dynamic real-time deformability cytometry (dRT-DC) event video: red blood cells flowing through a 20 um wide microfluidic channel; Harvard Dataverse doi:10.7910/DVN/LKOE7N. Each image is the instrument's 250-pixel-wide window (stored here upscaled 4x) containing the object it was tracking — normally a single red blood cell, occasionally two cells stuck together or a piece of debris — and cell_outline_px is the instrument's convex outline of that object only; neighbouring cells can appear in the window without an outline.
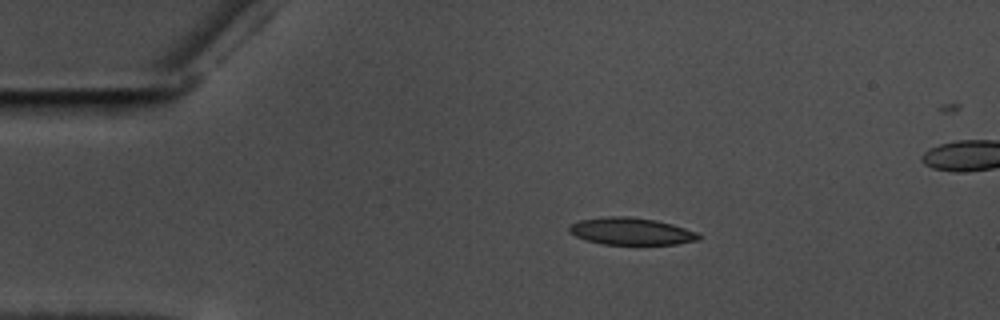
{"species": "common noctule bat (a hibernating species)", "species_latin": "Nyctalus noctula", "temperature_condition": "warm", "stored_images_in_passage": 46, "camera_frame_rate_fps": 3000, "um_per_image_px": 0.085, "animal": {"sex": "male", "body_mass_g": 17.5, "forearm_length_mm": 52.3}, "frame": {"image": 1, "passage_image": 1, "time_ms": 0.0, "image_size_px": [1000, 320], "cell_outline_px": [[704, 236], [700, 240], [676, 244], [604, 244], [584, 240], [568, 232], [568, 228], [572, 224], [580, 220], [608, 216], [628, 216], [656, 220], [672, 224], [700, 232]], "centroid_in_image_um": [53.71, 19.66], "position_along_channel_um": 31.3, "area_um2": 20.69}}
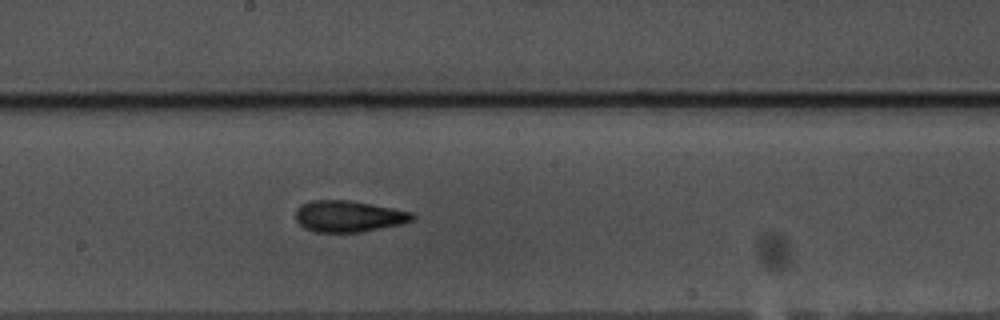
{"frame": {"image": 2, "passage_image": 21, "time_ms": 6.667, "image_size_px": [1000, 320], "cell_outline_px": [[416, 216], [412, 220], [400, 224], [360, 232], [312, 232], [304, 228], [296, 220], [296, 208], [300, 204], [312, 200], [348, 200], [392, 208], [412, 212]], "centroid_in_image_um": [29.58, 18.38], "position_along_channel_um": 218.6, "area_um2": 21.27}}
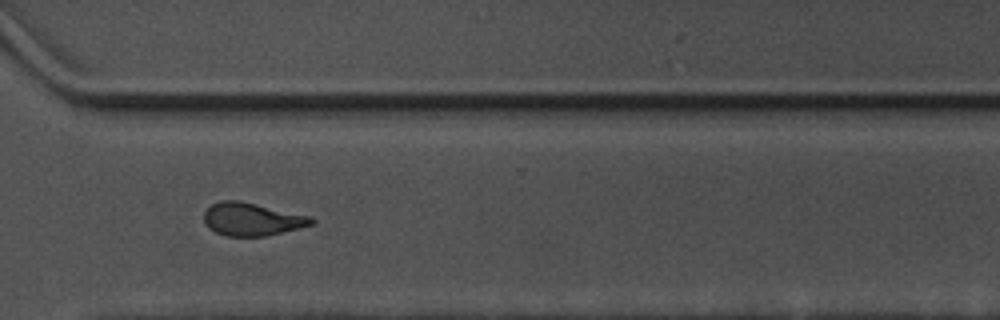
{"frame": {"image": 3, "passage_image": 32, "time_ms": 10.333, "image_size_px": [1000, 320], "cell_outline_px": [[316, 224], [300, 228], [264, 236], [224, 236], [208, 228], [204, 220], [204, 212], [212, 204], [220, 200], [240, 200], [312, 216], [316, 220]], "centroid_in_image_um": [21.45, 18.63], "position_along_channel_um": 349.2, "area_um2": 20.87}}